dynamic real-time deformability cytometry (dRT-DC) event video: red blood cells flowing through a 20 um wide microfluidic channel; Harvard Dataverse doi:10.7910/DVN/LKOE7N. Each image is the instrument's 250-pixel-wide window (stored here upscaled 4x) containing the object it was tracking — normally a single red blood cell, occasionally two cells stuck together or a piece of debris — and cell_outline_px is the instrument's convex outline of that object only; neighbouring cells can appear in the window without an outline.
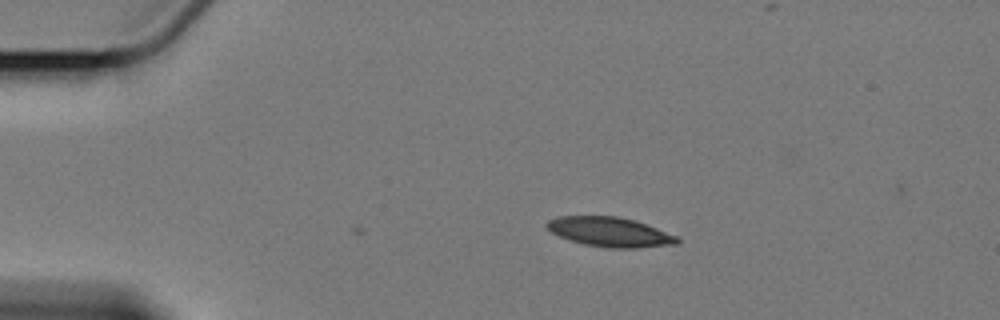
{"species": "Egyptian fruit bat (a non-hibernating species)", "species_latin": "Rousettus aegyptiacus", "temperature_condition": "cold", "stored_images_in_passage": 3, "camera_frame_rate_fps": 3000, "um_per_image_px": 0.085, "animal": {"sex": "female"}, "frame": {"image": 1, "passage_image": 3, "time_ms": 2.667, "image_size_px": [1000, 320], "cell_outline_px": [[680, 240], [676, 244], [636, 248], [608, 248], [584, 244], [560, 236], [552, 232], [544, 224], [548, 220], [560, 216], [620, 216], [636, 220], [676, 236]], "centroid_in_image_um": [51.84, 19.71], "position_along_channel_um": 33.2, "area_um2": 22.31}}